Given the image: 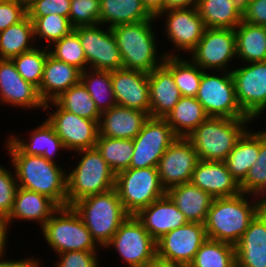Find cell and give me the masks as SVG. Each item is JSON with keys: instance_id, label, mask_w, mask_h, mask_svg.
<instances>
[{"instance_id": "6da1fadb", "label": "cell", "mask_w": 266, "mask_h": 267, "mask_svg": "<svg viewBox=\"0 0 266 267\" xmlns=\"http://www.w3.org/2000/svg\"><path fill=\"white\" fill-rule=\"evenodd\" d=\"M6 140L4 146L10 154L18 187L44 194L66 207L67 171L43 156L24 154L9 138Z\"/></svg>"}, {"instance_id": "7a4b0ae2", "label": "cell", "mask_w": 266, "mask_h": 267, "mask_svg": "<svg viewBox=\"0 0 266 267\" xmlns=\"http://www.w3.org/2000/svg\"><path fill=\"white\" fill-rule=\"evenodd\" d=\"M245 193L232 197L214 198L205 225L209 239L236 245L253 218L263 209L254 197ZM254 201V202H252Z\"/></svg>"}, {"instance_id": "3957f363", "label": "cell", "mask_w": 266, "mask_h": 267, "mask_svg": "<svg viewBox=\"0 0 266 267\" xmlns=\"http://www.w3.org/2000/svg\"><path fill=\"white\" fill-rule=\"evenodd\" d=\"M154 22H156L155 17L150 20L134 24H120L111 28L120 51L123 68L149 74L153 69L163 65L166 56H175L169 51L160 53V55L157 53V35L152 28Z\"/></svg>"}, {"instance_id": "277c9868", "label": "cell", "mask_w": 266, "mask_h": 267, "mask_svg": "<svg viewBox=\"0 0 266 267\" xmlns=\"http://www.w3.org/2000/svg\"><path fill=\"white\" fill-rule=\"evenodd\" d=\"M251 118L207 117L187 137L200 160L224 161L236 142L250 128Z\"/></svg>"}, {"instance_id": "5b68a950", "label": "cell", "mask_w": 266, "mask_h": 267, "mask_svg": "<svg viewBox=\"0 0 266 267\" xmlns=\"http://www.w3.org/2000/svg\"><path fill=\"white\" fill-rule=\"evenodd\" d=\"M71 207L89 230L92 239L103 248L129 216L115 188L82 198Z\"/></svg>"}, {"instance_id": "8992f818", "label": "cell", "mask_w": 266, "mask_h": 267, "mask_svg": "<svg viewBox=\"0 0 266 267\" xmlns=\"http://www.w3.org/2000/svg\"><path fill=\"white\" fill-rule=\"evenodd\" d=\"M78 164L67 173V206L90 195L115 187V173L110 169L96 147L75 152Z\"/></svg>"}, {"instance_id": "52a82bcc", "label": "cell", "mask_w": 266, "mask_h": 267, "mask_svg": "<svg viewBox=\"0 0 266 267\" xmlns=\"http://www.w3.org/2000/svg\"><path fill=\"white\" fill-rule=\"evenodd\" d=\"M40 228L47 245L57 254L102 250L71 206L60 207Z\"/></svg>"}, {"instance_id": "ba28073f", "label": "cell", "mask_w": 266, "mask_h": 267, "mask_svg": "<svg viewBox=\"0 0 266 267\" xmlns=\"http://www.w3.org/2000/svg\"><path fill=\"white\" fill-rule=\"evenodd\" d=\"M124 209L129 215L166 195L155 167L128 168L115 174V187Z\"/></svg>"}, {"instance_id": "9c48e42d", "label": "cell", "mask_w": 266, "mask_h": 267, "mask_svg": "<svg viewBox=\"0 0 266 267\" xmlns=\"http://www.w3.org/2000/svg\"><path fill=\"white\" fill-rule=\"evenodd\" d=\"M203 71L196 99L202 104L208 117L250 118L238 105L235 82L231 72L220 75Z\"/></svg>"}, {"instance_id": "30bf717a", "label": "cell", "mask_w": 266, "mask_h": 267, "mask_svg": "<svg viewBox=\"0 0 266 267\" xmlns=\"http://www.w3.org/2000/svg\"><path fill=\"white\" fill-rule=\"evenodd\" d=\"M116 249L128 267H144L157 257L156 241L135 215H129L105 248Z\"/></svg>"}, {"instance_id": "8fae6325", "label": "cell", "mask_w": 266, "mask_h": 267, "mask_svg": "<svg viewBox=\"0 0 266 267\" xmlns=\"http://www.w3.org/2000/svg\"><path fill=\"white\" fill-rule=\"evenodd\" d=\"M57 109L50 112L49 108ZM44 110L49 111L47 121L53 126L66 150L79 151L93 148L99 136V122L61 109L54 101L44 103Z\"/></svg>"}, {"instance_id": "7c38bea8", "label": "cell", "mask_w": 266, "mask_h": 267, "mask_svg": "<svg viewBox=\"0 0 266 267\" xmlns=\"http://www.w3.org/2000/svg\"><path fill=\"white\" fill-rule=\"evenodd\" d=\"M190 54V59L203 71L215 72L216 70L218 74L221 71L231 72L232 69H228L230 62L237 57L235 30L206 28L202 38Z\"/></svg>"}, {"instance_id": "4fadbf2b", "label": "cell", "mask_w": 266, "mask_h": 267, "mask_svg": "<svg viewBox=\"0 0 266 267\" xmlns=\"http://www.w3.org/2000/svg\"><path fill=\"white\" fill-rule=\"evenodd\" d=\"M177 138L165 118L149 117L133 139L134 154L130 168H157L159 160Z\"/></svg>"}, {"instance_id": "5bb4252c", "label": "cell", "mask_w": 266, "mask_h": 267, "mask_svg": "<svg viewBox=\"0 0 266 267\" xmlns=\"http://www.w3.org/2000/svg\"><path fill=\"white\" fill-rule=\"evenodd\" d=\"M242 66L231 70L236 99L241 110L255 121L266 110V61Z\"/></svg>"}, {"instance_id": "9a60e30c", "label": "cell", "mask_w": 266, "mask_h": 267, "mask_svg": "<svg viewBox=\"0 0 266 267\" xmlns=\"http://www.w3.org/2000/svg\"><path fill=\"white\" fill-rule=\"evenodd\" d=\"M103 25L73 28L87 59V69L114 71L122 68V59L111 28Z\"/></svg>"}, {"instance_id": "2e32d148", "label": "cell", "mask_w": 266, "mask_h": 267, "mask_svg": "<svg viewBox=\"0 0 266 267\" xmlns=\"http://www.w3.org/2000/svg\"><path fill=\"white\" fill-rule=\"evenodd\" d=\"M206 239L204 224L188 222L156 241L157 258L188 267Z\"/></svg>"}, {"instance_id": "e0dca14e", "label": "cell", "mask_w": 266, "mask_h": 267, "mask_svg": "<svg viewBox=\"0 0 266 267\" xmlns=\"http://www.w3.org/2000/svg\"><path fill=\"white\" fill-rule=\"evenodd\" d=\"M199 160L190 141L187 138L178 137L167 148L157 165L160 181L165 190L190 182Z\"/></svg>"}, {"instance_id": "ac0fdd59", "label": "cell", "mask_w": 266, "mask_h": 267, "mask_svg": "<svg viewBox=\"0 0 266 267\" xmlns=\"http://www.w3.org/2000/svg\"><path fill=\"white\" fill-rule=\"evenodd\" d=\"M166 15L165 33L178 51L190 53L198 44L206 29L197 7L187 9H170L160 12L155 18Z\"/></svg>"}, {"instance_id": "d6986e66", "label": "cell", "mask_w": 266, "mask_h": 267, "mask_svg": "<svg viewBox=\"0 0 266 267\" xmlns=\"http://www.w3.org/2000/svg\"><path fill=\"white\" fill-rule=\"evenodd\" d=\"M24 109H44L38 90L17 72L12 59H0V103Z\"/></svg>"}, {"instance_id": "ffe728a7", "label": "cell", "mask_w": 266, "mask_h": 267, "mask_svg": "<svg viewBox=\"0 0 266 267\" xmlns=\"http://www.w3.org/2000/svg\"><path fill=\"white\" fill-rule=\"evenodd\" d=\"M117 105L146 112L150 116L148 73L119 68L111 71Z\"/></svg>"}, {"instance_id": "44dd1931", "label": "cell", "mask_w": 266, "mask_h": 267, "mask_svg": "<svg viewBox=\"0 0 266 267\" xmlns=\"http://www.w3.org/2000/svg\"><path fill=\"white\" fill-rule=\"evenodd\" d=\"M190 182L213 198L232 197L241 193L240 184L228 171L224 161L199 160Z\"/></svg>"}, {"instance_id": "7402d4cb", "label": "cell", "mask_w": 266, "mask_h": 267, "mask_svg": "<svg viewBox=\"0 0 266 267\" xmlns=\"http://www.w3.org/2000/svg\"><path fill=\"white\" fill-rule=\"evenodd\" d=\"M135 216L155 241L169 231L188 223L167 195L155 200Z\"/></svg>"}, {"instance_id": "603a6c76", "label": "cell", "mask_w": 266, "mask_h": 267, "mask_svg": "<svg viewBox=\"0 0 266 267\" xmlns=\"http://www.w3.org/2000/svg\"><path fill=\"white\" fill-rule=\"evenodd\" d=\"M236 263L241 267H266V210L250 222L235 245Z\"/></svg>"}, {"instance_id": "cb8c5ba5", "label": "cell", "mask_w": 266, "mask_h": 267, "mask_svg": "<svg viewBox=\"0 0 266 267\" xmlns=\"http://www.w3.org/2000/svg\"><path fill=\"white\" fill-rule=\"evenodd\" d=\"M149 117L144 111L115 105L101 113L99 136L133 140Z\"/></svg>"}, {"instance_id": "d4e9b609", "label": "cell", "mask_w": 266, "mask_h": 267, "mask_svg": "<svg viewBox=\"0 0 266 267\" xmlns=\"http://www.w3.org/2000/svg\"><path fill=\"white\" fill-rule=\"evenodd\" d=\"M60 206L50 197L18 187L10 215L5 219L11 226L17 221H34L42 227Z\"/></svg>"}, {"instance_id": "484cf974", "label": "cell", "mask_w": 266, "mask_h": 267, "mask_svg": "<svg viewBox=\"0 0 266 267\" xmlns=\"http://www.w3.org/2000/svg\"><path fill=\"white\" fill-rule=\"evenodd\" d=\"M150 117L166 118L182 97L172 74L162 65L148 74Z\"/></svg>"}, {"instance_id": "4316f807", "label": "cell", "mask_w": 266, "mask_h": 267, "mask_svg": "<svg viewBox=\"0 0 266 267\" xmlns=\"http://www.w3.org/2000/svg\"><path fill=\"white\" fill-rule=\"evenodd\" d=\"M81 71L73 65L47 55L38 94L44 103L55 100L64 91L80 82Z\"/></svg>"}, {"instance_id": "83f0119b", "label": "cell", "mask_w": 266, "mask_h": 267, "mask_svg": "<svg viewBox=\"0 0 266 267\" xmlns=\"http://www.w3.org/2000/svg\"><path fill=\"white\" fill-rule=\"evenodd\" d=\"M166 195L186 217L188 222L204 224L213 197L191 182L175 185L166 190Z\"/></svg>"}, {"instance_id": "f1b7e54d", "label": "cell", "mask_w": 266, "mask_h": 267, "mask_svg": "<svg viewBox=\"0 0 266 267\" xmlns=\"http://www.w3.org/2000/svg\"><path fill=\"white\" fill-rule=\"evenodd\" d=\"M29 135L28 141L19 138L16 134L8 137L24 154L43 156L46 160L57 163L54 158L57 151L66 150L62 140L56 134L53 126L47 119L36 128H34ZM55 155V156H54Z\"/></svg>"}, {"instance_id": "f546056e", "label": "cell", "mask_w": 266, "mask_h": 267, "mask_svg": "<svg viewBox=\"0 0 266 267\" xmlns=\"http://www.w3.org/2000/svg\"><path fill=\"white\" fill-rule=\"evenodd\" d=\"M260 150V131L247 129L224 160L228 171L240 184L257 161Z\"/></svg>"}, {"instance_id": "4dcf8cb0", "label": "cell", "mask_w": 266, "mask_h": 267, "mask_svg": "<svg viewBox=\"0 0 266 267\" xmlns=\"http://www.w3.org/2000/svg\"><path fill=\"white\" fill-rule=\"evenodd\" d=\"M142 0H100L99 24L108 28L152 19Z\"/></svg>"}, {"instance_id": "1f68e13d", "label": "cell", "mask_w": 266, "mask_h": 267, "mask_svg": "<svg viewBox=\"0 0 266 267\" xmlns=\"http://www.w3.org/2000/svg\"><path fill=\"white\" fill-rule=\"evenodd\" d=\"M234 30L239 62L266 61V26L242 21Z\"/></svg>"}, {"instance_id": "d6a6232c", "label": "cell", "mask_w": 266, "mask_h": 267, "mask_svg": "<svg viewBox=\"0 0 266 267\" xmlns=\"http://www.w3.org/2000/svg\"><path fill=\"white\" fill-rule=\"evenodd\" d=\"M196 7L206 28L235 29L242 22L243 12L233 0H198Z\"/></svg>"}, {"instance_id": "836d02e7", "label": "cell", "mask_w": 266, "mask_h": 267, "mask_svg": "<svg viewBox=\"0 0 266 267\" xmlns=\"http://www.w3.org/2000/svg\"><path fill=\"white\" fill-rule=\"evenodd\" d=\"M207 117L196 97L182 96L165 119L177 137L187 138Z\"/></svg>"}, {"instance_id": "e575fe53", "label": "cell", "mask_w": 266, "mask_h": 267, "mask_svg": "<svg viewBox=\"0 0 266 267\" xmlns=\"http://www.w3.org/2000/svg\"><path fill=\"white\" fill-rule=\"evenodd\" d=\"M33 22L28 16L0 32V59H12L35 48ZM33 44V45H32Z\"/></svg>"}, {"instance_id": "d590c367", "label": "cell", "mask_w": 266, "mask_h": 267, "mask_svg": "<svg viewBox=\"0 0 266 267\" xmlns=\"http://www.w3.org/2000/svg\"><path fill=\"white\" fill-rule=\"evenodd\" d=\"M180 56H166L163 66L172 74L182 96L196 97L203 70L190 58L184 60Z\"/></svg>"}, {"instance_id": "8d00e7d4", "label": "cell", "mask_w": 266, "mask_h": 267, "mask_svg": "<svg viewBox=\"0 0 266 267\" xmlns=\"http://www.w3.org/2000/svg\"><path fill=\"white\" fill-rule=\"evenodd\" d=\"M80 82L86 88L100 113L117 105L114 96L111 71L88 68L81 72Z\"/></svg>"}, {"instance_id": "74e56055", "label": "cell", "mask_w": 266, "mask_h": 267, "mask_svg": "<svg viewBox=\"0 0 266 267\" xmlns=\"http://www.w3.org/2000/svg\"><path fill=\"white\" fill-rule=\"evenodd\" d=\"M95 147L115 174L130 168L134 154L132 139L98 136Z\"/></svg>"}, {"instance_id": "f35d334b", "label": "cell", "mask_w": 266, "mask_h": 267, "mask_svg": "<svg viewBox=\"0 0 266 267\" xmlns=\"http://www.w3.org/2000/svg\"><path fill=\"white\" fill-rule=\"evenodd\" d=\"M235 263L234 245L207 238L188 267H232Z\"/></svg>"}, {"instance_id": "ab89813d", "label": "cell", "mask_w": 266, "mask_h": 267, "mask_svg": "<svg viewBox=\"0 0 266 267\" xmlns=\"http://www.w3.org/2000/svg\"><path fill=\"white\" fill-rule=\"evenodd\" d=\"M61 109L93 121H100L101 113L94 100L81 82L71 86L67 91L53 100Z\"/></svg>"}, {"instance_id": "60d3db41", "label": "cell", "mask_w": 266, "mask_h": 267, "mask_svg": "<svg viewBox=\"0 0 266 267\" xmlns=\"http://www.w3.org/2000/svg\"><path fill=\"white\" fill-rule=\"evenodd\" d=\"M49 54L48 47H35L30 51L23 52L12 58L17 72L24 78L25 81L31 83L37 89L39 88L47 55Z\"/></svg>"}, {"instance_id": "b9f144b4", "label": "cell", "mask_w": 266, "mask_h": 267, "mask_svg": "<svg viewBox=\"0 0 266 267\" xmlns=\"http://www.w3.org/2000/svg\"><path fill=\"white\" fill-rule=\"evenodd\" d=\"M49 54L55 59L73 65L81 72L87 69V59L78 34L72 30L68 35L48 47Z\"/></svg>"}, {"instance_id": "7bdbcfd3", "label": "cell", "mask_w": 266, "mask_h": 267, "mask_svg": "<svg viewBox=\"0 0 266 267\" xmlns=\"http://www.w3.org/2000/svg\"><path fill=\"white\" fill-rule=\"evenodd\" d=\"M30 20L33 22L34 38L37 44L39 40L47 41L48 44L45 47H50V44L52 45L54 42L59 41L73 30L68 17L57 14L30 18Z\"/></svg>"}, {"instance_id": "ee69618b", "label": "cell", "mask_w": 266, "mask_h": 267, "mask_svg": "<svg viewBox=\"0 0 266 267\" xmlns=\"http://www.w3.org/2000/svg\"><path fill=\"white\" fill-rule=\"evenodd\" d=\"M100 0H71L69 22L73 28L99 24Z\"/></svg>"}, {"instance_id": "f6af8a7d", "label": "cell", "mask_w": 266, "mask_h": 267, "mask_svg": "<svg viewBox=\"0 0 266 267\" xmlns=\"http://www.w3.org/2000/svg\"><path fill=\"white\" fill-rule=\"evenodd\" d=\"M17 189L15 172L0 165V218L6 219L10 215Z\"/></svg>"}, {"instance_id": "bcb514c9", "label": "cell", "mask_w": 266, "mask_h": 267, "mask_svg": "<svg viewBox=\"0 0 266 267\" xmlns=\"http://www.w3.org/2000/svg\"><path fill=\"white\" fill-rule=\"evenodd\" d=\"M71 0H35L27 9L29 18L44 17L49 14H57L68 17Z\"/></svg>"}, {"instance_id": "7dc6e473", "label": "cell", "mask_w": 266, "mask_h": 267, "mask_svg": "<svg viewBox=\"0 0 266 267\" xmlns=\"http://www.w3.org/2000/svg\"><path fill=\"white\" fill-rule=\"evenodd\" d=\"M98 251H68L58 254L56 267H99ZM98 254V255H97Z\"/></svg>"}, {"instance_id": "c3c4849f", "label": "cell", "mask_w": 266, "mask_h": 267, "mask_svg": "<svg viewBox=\"0 0 266 267\" xmlns=\"http://www.w3.org/2000/svg\"><path fill=\"white\" fill-rule=\"evenodd\" d=\"M27 16V9L14 0L0 1V32Z\"/></svg>"}, {"instance_id": "681fc988", "label": "cell", "mask_w": 266, "mask_h": 267, "mask_svg": "<svg viewBox=\"0 0 266 267\" xmlns=\"http://www.w3.org/2000/svg\"><path fill=\"white\" fill-rule=\"evenodd\" d=\"M266 180V164L254 163L247 176L240 183L241 193L253 195Z\"/></svg>"}, {"instance_id": "f907efd6", "label": "cell", "mask_w": 266, "mask_h": 267, "mask_svg": "<svg viewBox=\"0 0 266 267\" xmlns=\"http://www.w3.org/2000/svg\"><path fill=\"white\" fill-rule=\"evenodd\" d=\"M242 21L266 26V0H252L243 11Z\"/></svg>"}, {"instance_id": "816d5d0a", "label": "cell", "mask_w": 266, "mask_h": 267, "mask_svg": "<svg viewBox=\"0 0 266 267\" xmlns=\"http://www.w3.org/2000/svg\"><path fill=\"white\" fill-rule=\"evenodd\" d=\"M42 264H40V260L37 258H25L19 259V260H3L0 261V267H41Z\"/></svg>"}, {"instance_id": "f5cc1de1", "label": "cell", "mask_w": 266, "mask_h": 267, "mask_svg": "<svg viewBox=\"0 0 266 267\" xmlns=\"http://www.w3.org/2000/svg\"><path fill=\"white\" fill-rule=\"evenodd\" d=\"M9 227V224L6 222L5 219L3 218H0V261H3V260H6V259H3L5 258L4 254L6 253V246L9 245L7 244L8 242V228Z\"/></svg>"}, {"instance_id": "db71d44e", "label": "cell", "mask_w": 266, "mask_h": 267, "mask_svg": "<svg viewBox=\"0 0 266 267\" xmlns=\"http://www.w3.org/2000/svg\"><path fill=\"white\" fill-rule=\"evenodd\" d=\"M198 0H165V10L196 7Z\"/></svg>"}, {"instance_id": "11a10c76", "label": "cell", "mask_w": 266, "mask_h": 267, "mask_svg": "<svg viewBox=\"0 0 266 267\" xmlns=\"http://www.w3.org/2000/svg\"><path fill=\"white\" fill-rule=\"evenodd\" d=\"M148 12L156 17L160 12L165 11V0H142Z\"/></svg>"}, {"instance_id": "9f6ffc18", "label": "cell", "mask_w": 266, "mask_h": 267, "mask_svg": "<svg viewBox=\"0 0 266 267\" xmlns=\"http://www.w3.org/2000/svg\"><path fill=\"white\" fill-rule=\"evenodd\" d=\"M256 162L266 164V129L260 130V150Z\"/></svg>"}, {"instance_id": "6f0895ef", "label": "cell", "mask_w": 266, "mask_h": 267, "mask_svg": "<svg viewBox=\"0 0 266 267\" xmlns=\"http://www.w3.org/2000/svg\"><path fill=\"white\" fill-rule=\"evenodd\" d=\"M144 267H181V266L156 257L154 260L150 261Z\"/></svg>"}, {"instance_id": "680465c9", "label": "cell", "mask_w": 266, "mask_h": 267, "mask_svg": "<svg viewBox=\"0 0 266 267\" xmlns=\"http://www.w3.org/2000/svg\"><path fill=\"white\" fill-rule=\"evenodd\" d=\"M255 199L259 200L261 204L266 202V180L263 185L252 195ZM259 197V198H258Z\"/></svg>"}, {"instance_id": "91938a15", "label": "cell", "mask_w": 266, "mask_h": 267, "mask_svg": "<svg viewBox=\"0 0 266 267\" xmlns=\"http://www.w3.org/2000/svg\"><path fill=\"white\" fill-rule=\"evenodd\" d=\"M233 1L237 5V7L243 12L246 9L247 4L252 0H233Z\"/></svg>"}, {"instance_id": "94428289", "label": "cell", "mask_w": 266, "mask_h": 267, "mask_svg": "<svg viewBox=\"0 0 266 267\" xmlns=\"http://www.w3.org/2000/svg\"><path fill=\"white\" fill-rule=\"evenodd\" d=\"M18 4L23 5L26 9L30 7V5L35 1V0H14Z\"/></svg>"}, {"instance_id": "6125c7cd", "label": "cell", "mask_w": 266, "mask_h": 267, "mask_svg": "<svg viewBox=\"0 0 266 267\" xmlns=\"http://www.w3.org/2000/svg\"><path fill=\"white\" fill-rule=\"evenodd\" d=\"M232 267H241L237 263H235Z\"/></svg>"}, {"instance_id": "be15d7a7", "label": "cell", "mask_w": 266, "mask_h": 267, "mask_svg": "<svg viewBox=\"0 0 266 267\" xmlns=\"http://www.w3.org/2000/svg\"><path fill=\"white\" fill-rule=\"evenodd\" d=\"M263 208L266 210V202L263 204Z\"/></svg>"}]
</instances>
